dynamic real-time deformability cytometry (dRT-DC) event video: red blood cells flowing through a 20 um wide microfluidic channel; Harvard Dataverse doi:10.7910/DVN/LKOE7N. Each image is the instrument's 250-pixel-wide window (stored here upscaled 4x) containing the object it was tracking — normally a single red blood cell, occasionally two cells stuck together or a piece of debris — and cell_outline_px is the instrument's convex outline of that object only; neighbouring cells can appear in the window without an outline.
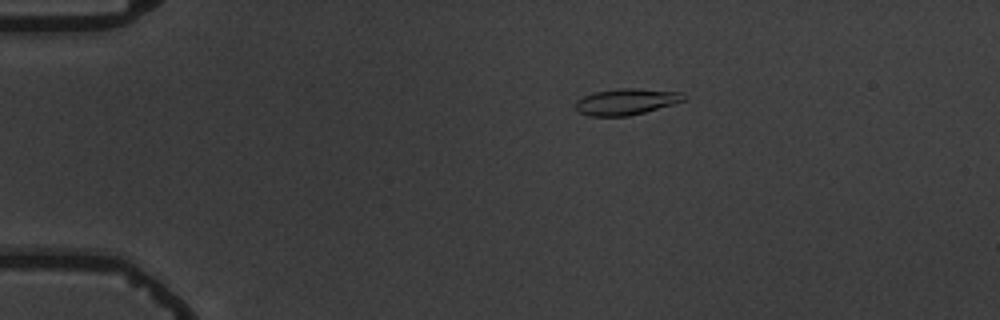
{"species": "common noctule bat (a hibernating species)", "species_latin": "Nyctalus noctula", "temperature_condition": "warm", "stored_images_in_passage": 4, "camera_frame_rate_fps": 3000, "um_per_image_px": 0.085, "animal": {"sex": "male", "body_mass_g": 19.5, "forearm_length_mm": 54.6}, "frame": {"image": 1, "passage_image": 4, "time_ms": 3.667, "image_size_px": [1000, 320], "cell_outline_px": [[688, 100], [644, 112], [628, 116], [588, 116], [580, 112], [576, 108], [576, 100], [584, 96], [596, 92], [620, 88], [636, 88], [684, 92], [688, 96]], "centroid_in_image_um": [53.31, 8.63], "position_along_channel_um": 31.7, "area_um2": 16.65}}